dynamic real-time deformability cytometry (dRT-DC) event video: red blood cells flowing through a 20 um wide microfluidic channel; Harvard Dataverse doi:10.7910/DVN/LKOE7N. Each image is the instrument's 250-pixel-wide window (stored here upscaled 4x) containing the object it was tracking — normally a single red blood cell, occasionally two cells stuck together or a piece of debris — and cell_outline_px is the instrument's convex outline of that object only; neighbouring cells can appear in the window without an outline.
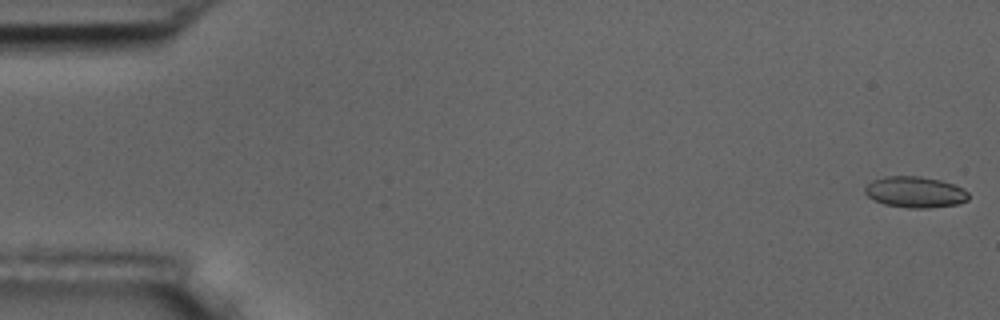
{"species": "common noctule bat (a hibernating species)", "species_latin": "Nyctalus noctula", "temperature_condition": "room temperature", "stored_images_in_passage": 8, "camera_frame_rate_fps": 3000, "um_per_image_px": 0.085, "animal": {"sex": "male", "body_mass_g": 17.5, "forearm_length_mm": 52.3}, "frame": {"image": 1, "passage_image": 1, "time_ms": 0.0, "image_size_px": [1000, 320], "cell_outline_px": [[968, 200], [956, 204], [928, 208], [908, 208], [884, 204], [868, 196], [864, 192], [864, 188], [872, 180], [884, 176], [920, 176], [940, 180], [964, 188], [968, 192]], "centroid_in_image_um": [77.78, 16.32], "position_along_channel_um": 7.2, "area_um2": 18.73}}
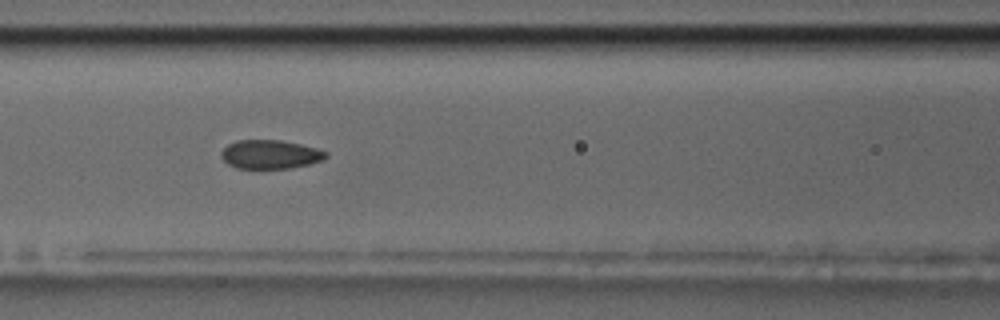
{"frame": {"image": 2, "passage_image": 7, "time_ms": 7.667, "image_size_px": [1000, 320], "cell_outline_px": [[328, 156], [324, 160], [292, 168], [236, 168], [228, 164], [220, 156], [220, 152], [228, 144], [236, 140], [280, 140], [300, 144], [316, 148], [328, 152]], "centroid_in_image_um": [22.97, 13.12], "position_along_channel_um": 143.6, "area_um2": 17.63}}
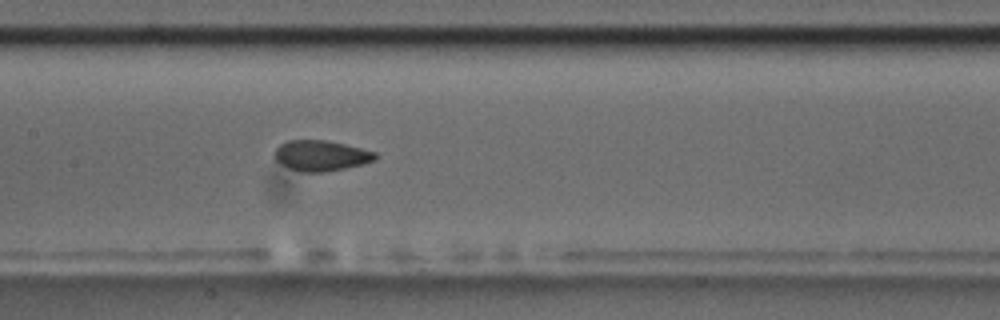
{"frame": {"image": 3, "passage_image": 8, "time_ms": 8.667, "image_size_px": [1000, 320], "cell_outline_px": [[376, 160], [364, 164], [324, 172], [304, 172], [288, 168], [280, 164], [276, 160], [276, 148], [280, 144], [288, 140], [324, 140], [344, 144], [376, 152]], "centroid_in_image_um": [27.29, 13.23], "position_along_channel_um": 180.1, "area_um2": 17.8}}